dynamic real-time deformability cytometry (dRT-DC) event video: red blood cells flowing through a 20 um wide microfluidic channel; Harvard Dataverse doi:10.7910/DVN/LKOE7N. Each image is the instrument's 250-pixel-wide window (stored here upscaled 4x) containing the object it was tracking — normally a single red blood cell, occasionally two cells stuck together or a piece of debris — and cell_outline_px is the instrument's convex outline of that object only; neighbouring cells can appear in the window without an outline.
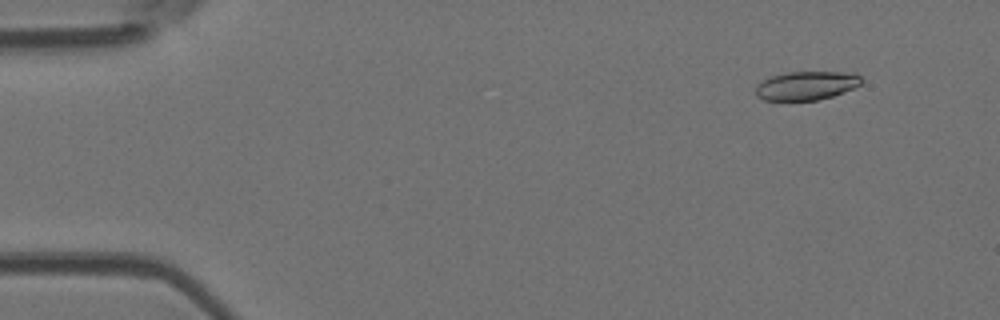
{"species": "Egyptian fruit bat (a non-hibernating species)", "species_latin": "Rousettus aegyptiacus", "temperature_condition": "room temperature", "stored_images_in_passage": 5, "camera_frame_rate_fps": 3000, "um_per_image_px": 0.085, "animal": {"sex": "female"}, "frame": {"image": 1, "passage_image": 2, "time_ms": 1.333, "image_size_px": [1000, 320], "cell_outline_px": [[864, 80], [860, 84], [852, 88], [832, 96], [816, 100], [764, 100], [756, 96], [756, 84], [772, 76], [788, 72], [852, 72], [860, 76]], "centroid_in_image_um": [68.54, 7.27], "position_along_channel_um": 16.5, "area_um2": 17.57}}
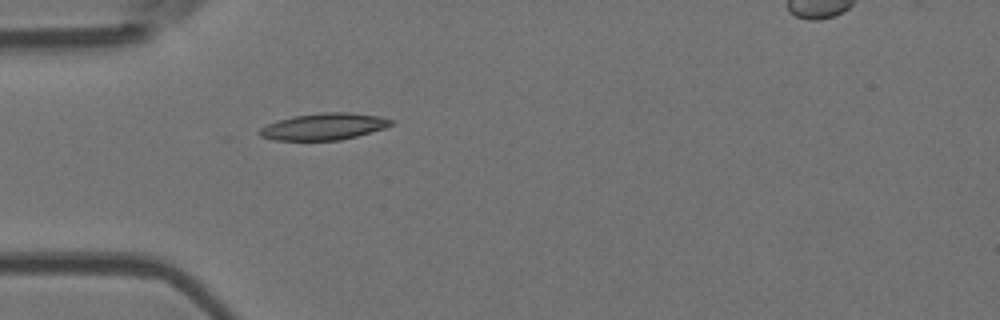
{"frame": {"image": 2, "passage_image": 5, "time_ms": 5.0, "image_size_px": [1000, 320], "cell_outline_px": [[392, 124], [384, 128], [356, 136], [340, 140], [276, 140], [260, 136], [256, 132], [260, 128], [268, 124], [292, 116], [324, 112], [348, 112], [380, 116], [392, 120]], "centroid_in_image_um": [27.51, 10.75], "position_along_channel_um": 57.5, "area_um2": 20.29}}